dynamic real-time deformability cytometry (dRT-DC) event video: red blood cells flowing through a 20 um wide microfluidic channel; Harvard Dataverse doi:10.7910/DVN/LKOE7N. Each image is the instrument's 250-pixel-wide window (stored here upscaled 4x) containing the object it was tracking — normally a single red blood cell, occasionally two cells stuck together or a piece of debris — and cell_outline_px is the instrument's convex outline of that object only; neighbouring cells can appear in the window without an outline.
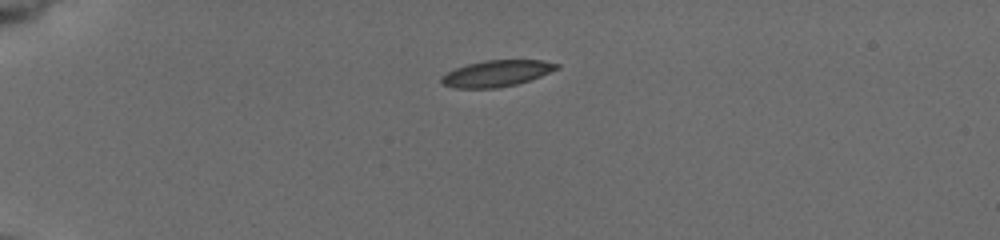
{"species": "common noctule bat (a hibernating species)", "species_latin": "Nyctalus noctula", "temperature_condition": "cold", "stored_images_in_passage": 51, "camera_frame_rate_fps": 3000, "um_per_image_px": 0.085, "animal": {"sex": "female", "body_mass_g": 19.5, "forearm_length_mm": 54.1}, "frame": {"image": 1, "passage_image": 1, "time_ms": 0.0, "image_size_px": [1000, 240], "cell_outline_px": [[560, 68], [540, 76], [516, 84], [496, 88], [456, 88], [444, 84], [440, 80], [440, 76], [456, 68], [468, 64], [484, 60], [544, 60], [560, 64]], "centroid_in_image_um": [42.23, 6.23], "position_along_channel_um": 42.8, "area_um2": 17.57}}
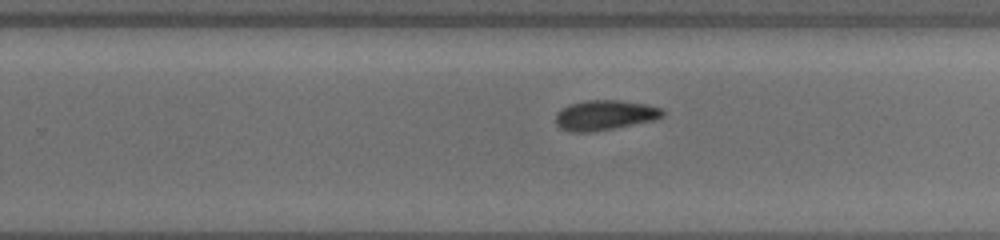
{"frame": {"image": 2, "passage_image": 29, "time_ms": 7.667, "image_size_px": [1000, 240], "cell_outline_px": [[664, 116], [656, 120], [592, 132], [572, 132], [560, 128], [556, 124], [556, 112], [568, 104], [584, 100], [620, 100], [648, 104], [664, 108]], "centroid_in_image_um": [51.43, 9.78], "position_along_channel_um": 278.4, "area_um2": 19.02}}
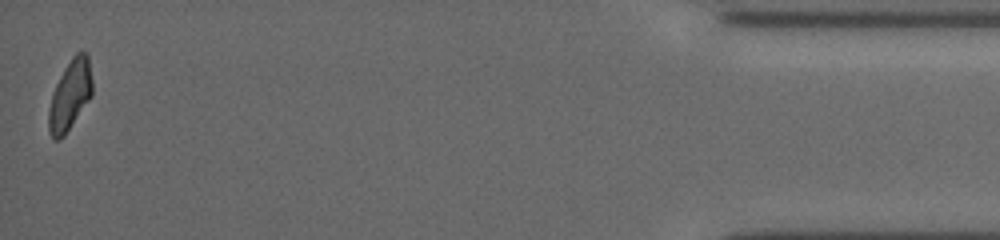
{"frame": {"image": 3, "passage_image": 51, "time_ms": 13.667, "image_size_px": [1000, 240], "cell_outline_px": [[92, 96], [64, 136], [60, 140], [52, 140], [48, 128], [48, 112], [52, 96], [56, 84], [64, 68], [72, 56], [76, 52], [88, 52], [92, 80]], "centroid_in_image_um": [5.96, 8.09], "position_along_channel_um": 429.2, "area_um2": 17.86}, "authors_computed_cell_mechanics": {"area_um2": 18.5538, "velocity_mm_per_s": 3.7467, "shape_relaxation_time_tau1_ms": 5.4761, "shape_relaxation_time_tau2_ms": 9.8197, "deformation_change_tau1": 0.1485, "deformation_change_tau2": 0.1538}}